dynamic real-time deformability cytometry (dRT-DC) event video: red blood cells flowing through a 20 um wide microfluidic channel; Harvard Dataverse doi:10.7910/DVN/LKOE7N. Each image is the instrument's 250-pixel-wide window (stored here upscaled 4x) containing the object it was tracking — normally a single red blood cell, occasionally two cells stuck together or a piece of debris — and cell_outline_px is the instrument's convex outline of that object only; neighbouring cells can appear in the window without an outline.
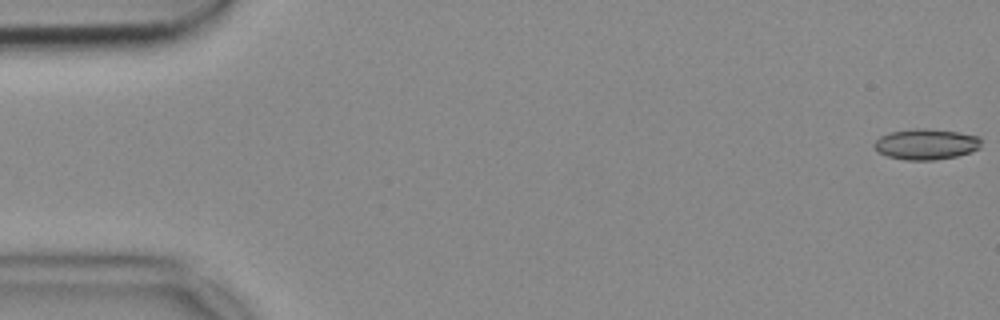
{"species": "common noctule bat (a hibernating species)", "species_latin": "Nyctalus noctula", "temperature_condition": "cold", "stored_images_in_passage": 53, "camera_frame_rate_fps": 3000, "um_per_image_px": 0.085, "animal": {"sex": "female", "body_mass_g": 18.4}, "frame": {"image": 1, "passage_image": 1, "time_ms": 0.0, "image_size_px": [1000, 320], "cell_outline_px": [[980, 148], [956, 156], [932, 160], [908, 160], [888, 156], [880, 152], [872, 144], [880, 136], [892, 132], [912, 128], [928, 128], [960, 132], [980, 136]], "centroid_in_image_um": [78.73, 12.24], "position_along_channel_um": 6.3, "area_um2": 19.07}}
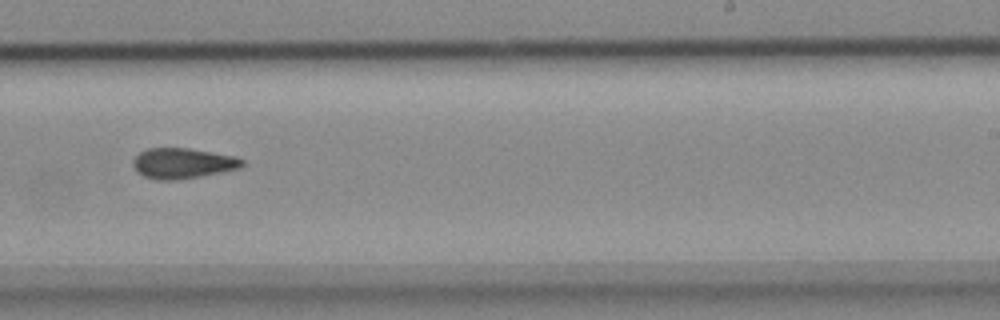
{"frame": {"image": 2, "passage_image": 33, "time_ms": 10.667, "image_size_px": [1000, 320], "cell_outline_px": [[244, 164], [240, 168], [224, 172], [180, 180], [160, 180], [144, 176], [136, 172], [132, 164], [132, 160], [140, 152], [148, 148], [188, 148], [236, 156], [244, 160]], "centroid_in_image_um": [15.54, 13.89], "position_along_channel_um": 273.5, "area_um2": 19.59}}
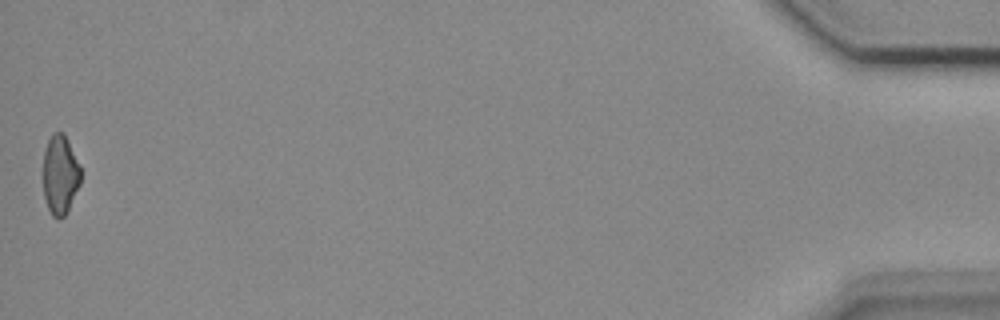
{"frame": {"image": 3, "passage_image": 53, "time_ms": 17.333, "image_size_px": [1000, 320], "cell_outline_px": [[80, 184], [64, 216], [52, 216], [48, 208], [44, 196], [44, 148], [52, 132], [64, 132], [80, 168]], "centroid_in_image_um": [5.1, 14.8], "position_along_channel_um": 430.1, "area_um2": 16.94}}